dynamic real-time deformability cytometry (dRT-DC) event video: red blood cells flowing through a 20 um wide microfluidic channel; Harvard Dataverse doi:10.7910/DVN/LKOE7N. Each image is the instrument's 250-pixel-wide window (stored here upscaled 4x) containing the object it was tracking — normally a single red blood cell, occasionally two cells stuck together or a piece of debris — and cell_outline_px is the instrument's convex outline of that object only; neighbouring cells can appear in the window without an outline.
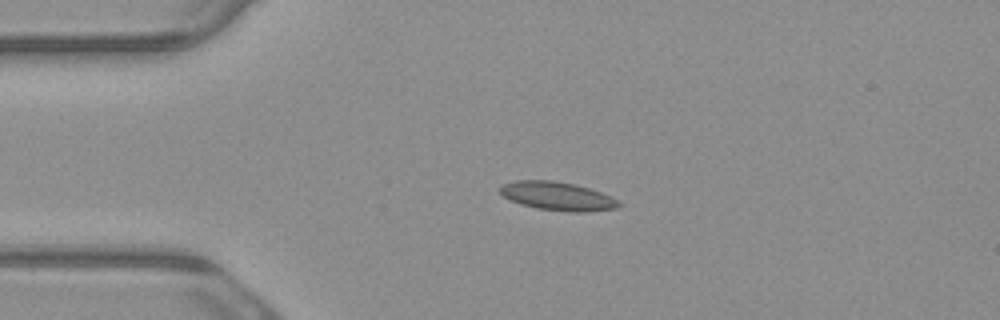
{"species": "common noctule bat (a hibernating species)", "species_latin": "Nyctalus noctula", "temperature_condition": "warm", "stored_images_in_passage": 4, "camera_frame_rate_fps": 3000, "um_per_image_px": 0.085, "animal": {"sex": "male", "body_mass_g": 23.1, "forearm_length_mm": 52.7}, "frame": {"image": 1, "passage_image": 3, "time_ms": 0.667, "image_size_px": [1000, 320], "cell_outline_px": [[620, 204], [616, 208], [584, 212], [572, 212], [536, 208], [520, 204], [504, 196], [500, 192], [500, 184], [516, 180], [552, 180], [576, 184], [600, 192], [616, 200]], "centroid_in_image_um": [47.33, 16.66], "position_along_channel_um": 37.7, "area_um2": 19.54}}